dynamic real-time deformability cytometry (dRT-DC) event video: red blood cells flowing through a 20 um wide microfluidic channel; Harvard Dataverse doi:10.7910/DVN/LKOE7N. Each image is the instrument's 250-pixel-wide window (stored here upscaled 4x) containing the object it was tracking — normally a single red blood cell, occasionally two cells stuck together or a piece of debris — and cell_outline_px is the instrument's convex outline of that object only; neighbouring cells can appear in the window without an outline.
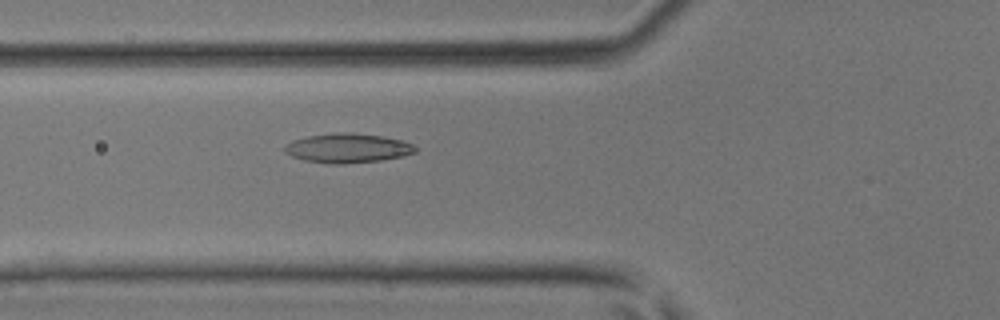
{"species": "common noctule bat (a hibernating species)", "species_latin": "Nyctalus noctula", "temperature_condition": "room temperature", "stored_images_in_passage": 44, "camera_frame_rate_fps": 3000, "um_per_image_px": 0.085, "animal": {"sex": "male", "body_mass_g": 17.9, "forearm_length_mm": 54.2}, "frame": {"image": 1, "passage_image": 17, "time_ms": 5.333, "image_size_px": [1000, 320], "cell_outline_px": [[416, 152], [404, 156], [380, 160], [344, 164], [332, 164], [304, 160], [292, 156], [284, 152], [284, 144], [292, 140], [308, 136], [336, 132], [352, 132], [384, 136], [400, 140], [412, 144], [416, 148]], "centroid_in_image_um": [29.53, 12.58], "position_along_channel_um": 96.3, "area_um2": 22.48}}
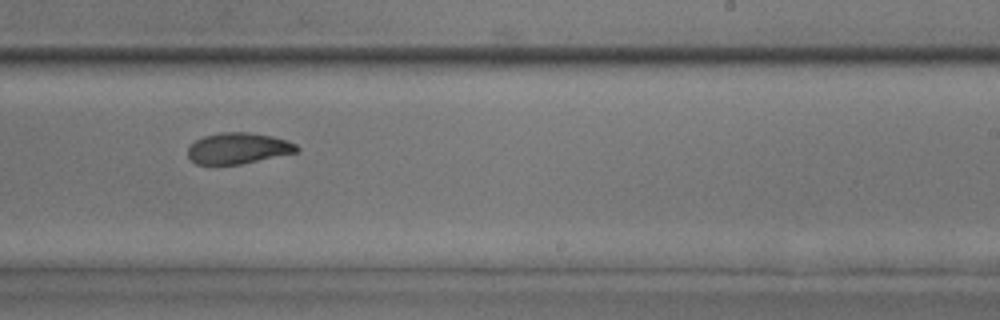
{"frame": {"image": 2, "passage_image": 28, "time_ms": 9.0, "image_size_px": [1000, 320], "cell_outline_px": [[300, 152], [240, 164], [196, 164], [188, 156], [188, 148], [196, 140], [204, 136], [220, 132], [248, 132], [272, 136], [288, 140], [296, 144], [300, 148]], "centroid_in_image_um": [20.29, 12.6], "position_along_channel_um": 268.7, "area_um2": 19.77}}
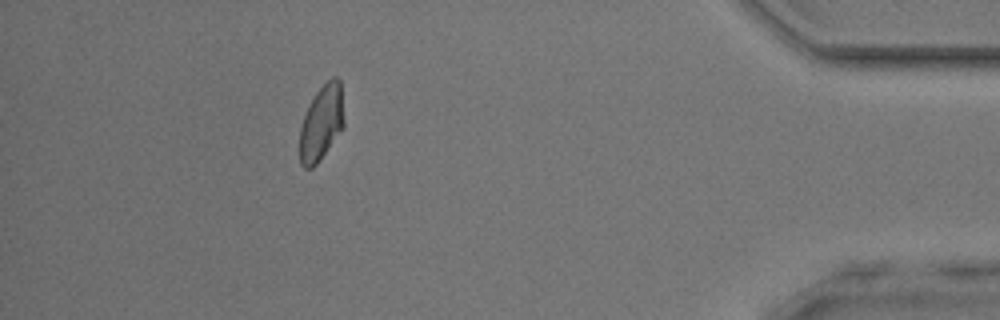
{"frame": {"image": 3, "passage_image": 40, "time_ms": 13.0, "image_size_px": [1000, 320], "cell_outline_px": [[344, 128], [316, 164], [312, 168], [304, 168], [300, 164], [300, 128], [304, 116], [316, 92], [332, 76], [336, 76], [340, 80], [344, 120]], "centroid_in_image_um": [27.34, 10.45], "position_along_channel_um": 407.9, "area_um2": 19.25}}